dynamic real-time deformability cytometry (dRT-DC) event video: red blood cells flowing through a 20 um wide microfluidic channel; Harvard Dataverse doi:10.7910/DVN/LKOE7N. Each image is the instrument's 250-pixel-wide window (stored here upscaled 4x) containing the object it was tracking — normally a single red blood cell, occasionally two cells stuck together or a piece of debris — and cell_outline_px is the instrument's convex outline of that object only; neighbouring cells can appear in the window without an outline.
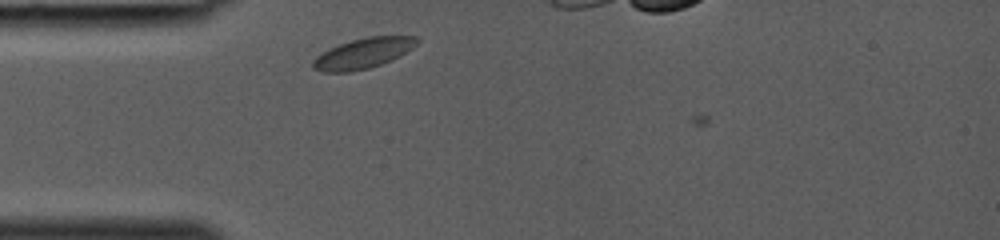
{"species": "common noctule bat (a hibernating species)", "species_latin": "Nyctalus noctula", "temperature_condition": "room temperature", "stored_images_in_passage": 3, "camera_frame_rate_fps": 3000, "um_per_image_px": 0.085, "animal": {"sex": "female", "body_mass_g": 19.0, "forearm_length_mm": 53.3}, "frame": {"image": 1, "passage_image": 2, "time_ms": 0.333, "image_size_px": [1000, 240], "cell_outline_px": [[420, 40], [412, 48], [400, 56], [380, 64], [368, 68], [352, 72], [324, 72], [312, 68], [312, 60], [316, 56], [328, 48], [352, 40], [368, 36], [416, 36]], "centroid_in_image_um": [30.85, 4.53], "position_along_channel_um": 54.2, "area_um2": 18.38}}